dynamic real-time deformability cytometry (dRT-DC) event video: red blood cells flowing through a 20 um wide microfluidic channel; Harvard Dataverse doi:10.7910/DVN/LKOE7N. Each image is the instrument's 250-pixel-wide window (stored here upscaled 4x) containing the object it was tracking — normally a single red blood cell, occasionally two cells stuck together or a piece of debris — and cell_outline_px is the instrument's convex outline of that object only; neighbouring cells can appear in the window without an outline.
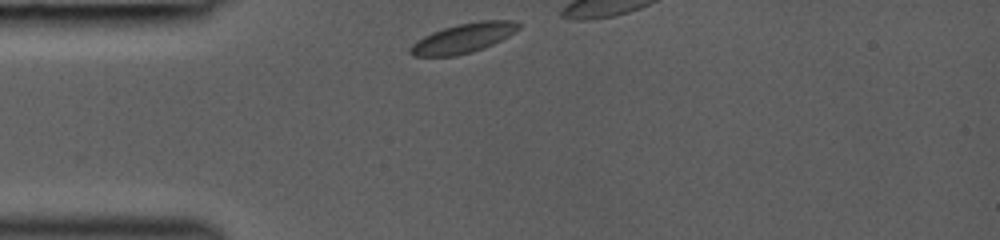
{"species": "common noctule bat (a hibernating species)", "species_latin": "Nyctalus noctula", "temperature_condition": "room temperature", "stored_images_in_passage": 9, "camera_frame_rate_fps": 3000, "um_per_image_px": 0.085, "animal": {"sex": "female", "body_mass_g": 19.0, "forearm_length_mm": 53.3}, "frame": {"image": 1, "passage_image": 1, "time_ms": 0.0, "image_size_px": [1000, 240], "cell_outline_px": [[520, 28], [508, 36], [484, 48], [472, 52], [456, 56], [412, 56], [408, 52], [408, 48], [416, 40], [432, 32], [456, 24], [480, 20], [512, 20], [520, 24]], "centroid_in_image_um": [39.35, 3.24], "position_along_channel_um": 45.6, "area_um2": 18.73}}
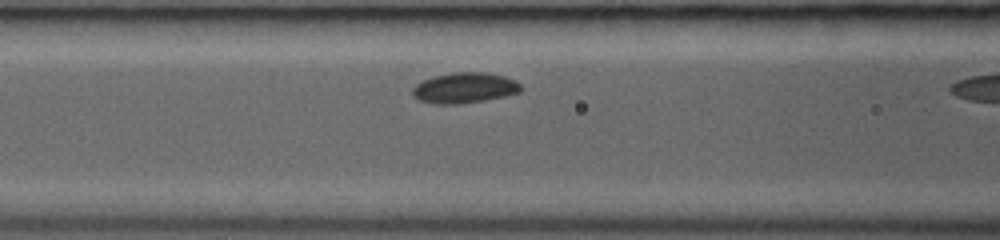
{"frame": {"image": 2, "passage_image": 8, "time_ms": 2.333, "image_size_px": [1000, 240], "cell_outline_px": [[524, 88], [520, 92], [504, 96], [484, 100], [460, 104], [436, 104], [420, 100], [412, 96], [412, 88], [416, 84], [432, 76], [452, 72], [484, 72], [504, 76], [520, 84]], "centroid_in_image_um": [39.46, 7.47], "position_along_channel_um": 127.1, "area_um2": 19.31}}